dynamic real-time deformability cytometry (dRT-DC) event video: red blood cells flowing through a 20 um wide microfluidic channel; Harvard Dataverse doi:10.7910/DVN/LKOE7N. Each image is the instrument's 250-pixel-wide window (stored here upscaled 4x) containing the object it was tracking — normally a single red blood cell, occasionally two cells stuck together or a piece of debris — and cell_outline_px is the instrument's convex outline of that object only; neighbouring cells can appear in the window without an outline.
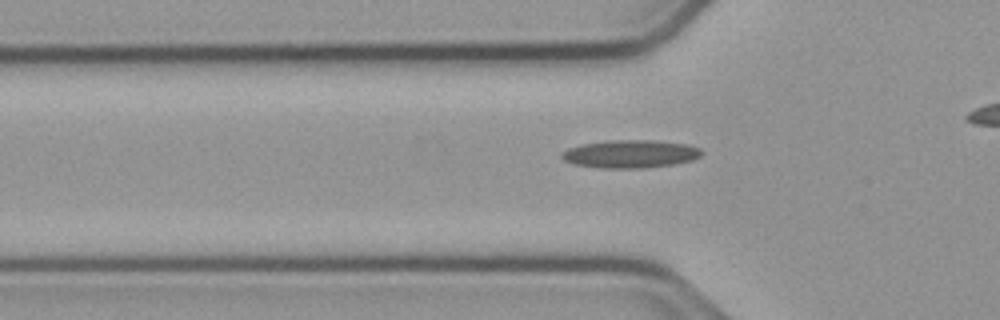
{"species": "common noctule bat (a hibernating species)", "species_latin": "Nyctalus noctula", "temperature_condition": "cold", "stored_images_in_passage": 34, "camera_frame_rate_fps": 3000, "um_per_image_px": 0.085, "animal": {"sex": "male", "body_mass_g": 23.1, "forearm_length_mm": 52.7}, "frame": {"image": 1, "passage_image": 8, "time_ms": 2.333, "image_size_px": [1000, 320], "cell_outline_px": [[704, 152], [700, 156], [692, 160], [672, 164], [644, 168], [600, 168], [572, 164], [564, 160], [560, 156], [560, 152], [568, 148], [580, 144], [616, 140], [652, 140], [688, 144], [700, 148]], "centroid_in_image_um": [53.56, 13.08], "position_along_channel_um": 72.2, "area_um2": 22.89}}
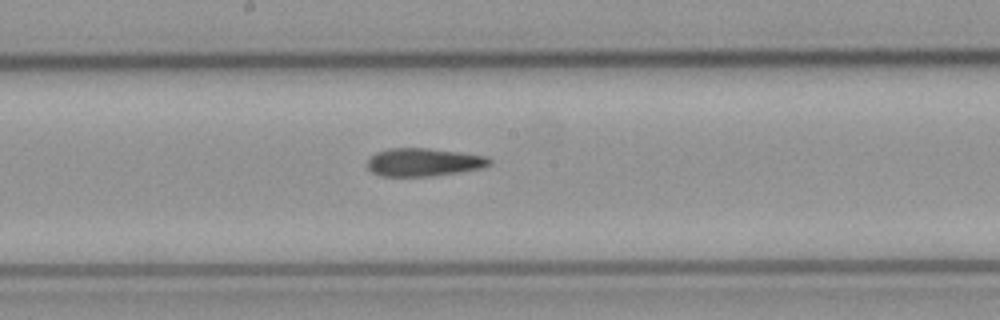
{"frame": {"image": 2, "passage_image": 19, "time_ms": 6.0, "image_size_px": [1000, 320], "cell_outline_px": [[492, 164], [480, 168], [456, 172], [428, 176], [380, 176], [372, 172], [368, 168], [368, 160], [376, 152], [388, 148], [428, 148], [460, 152], [484, 156], [492, 160]], "centroid_in_image_um": [35.98, 13.78], "position_along_channel_um": 212.2, "area_um2": 19.77}}
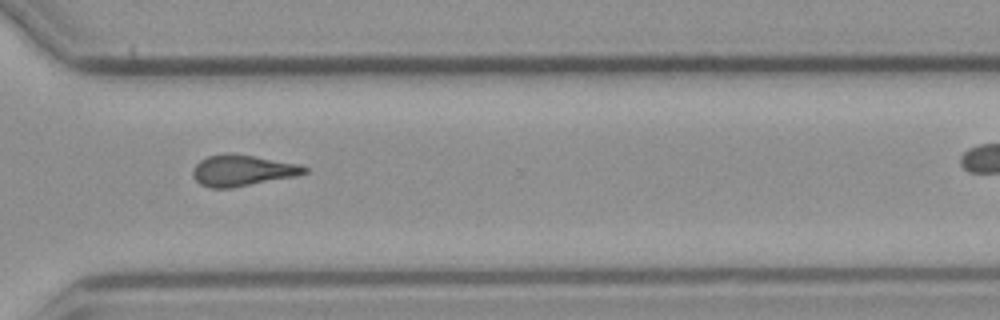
{"frame": {"image": 3, "passage_image": 30, "time_ms": 9.667, "image_size_px": [1000, 320], "cell_outline_px": [[308, 172], [296, 176], [232, 188], [208, 188], [200, 184], [192, 176], [192, 168], [200, 160], [208, 156], [224, 152], [252, 156], [300, 164], [308, 168]], "centroid_in_image_um": [20.57, 14.49], "position_along_channel_um": 350.0, "area_um2": 20.35}}